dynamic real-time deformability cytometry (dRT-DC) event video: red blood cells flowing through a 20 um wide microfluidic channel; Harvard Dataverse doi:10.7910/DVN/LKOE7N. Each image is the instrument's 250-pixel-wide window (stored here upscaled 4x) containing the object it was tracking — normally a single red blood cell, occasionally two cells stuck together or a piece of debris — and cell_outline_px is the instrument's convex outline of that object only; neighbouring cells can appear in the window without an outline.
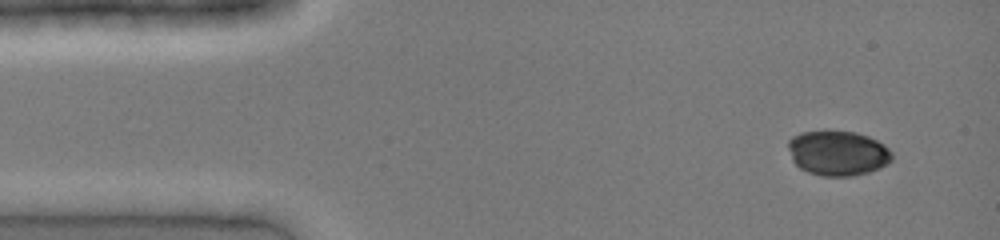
{"species": "common noctule bat (a hibernating species)", "species_latin": "Nyctalus noctula", "temperature_condition": "cold", "stored_images_in_passage": 40, "camera_frame_rate_fps": 3000, "um_per_image_px": 0.085, "animal": {"sex": "female", "body_mass_g": 19.0, "forearm_length_mm": 51.5}, "frame": {"image": 1, "passage_image": 2, "time_ms": 0.333, "image_size_px": [1000, 240], "cell_outline_px": [[892, 160], [880, 168], [868, 172], [852, 176], [820, 176], [808, 172], [800, 168], [792, 160], [788, 148], [788, 140], [792, 136], [800, 132], [856, 132], [868, 136], [884, 144], [892, 152]], "centroid_in_image_um": [71.21, 13.03], "position_along_channel_um": 13.8, "area_um2": 27.11}}
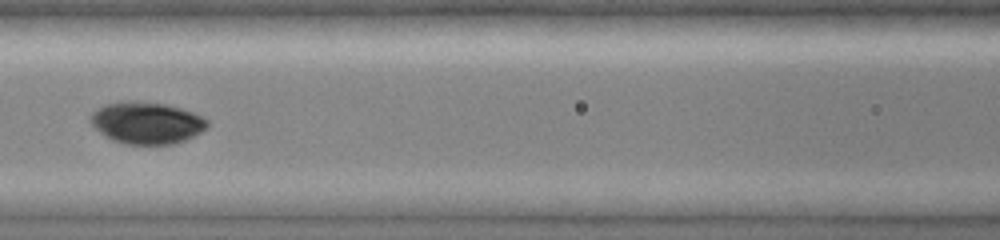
{"frame": {"image": 2, "passage_image": 17, "time_ms": 5.333, "image_size_px": [1000, 240], "cell_outline_px": [[208, 128], [184, 140], [172, 144], [124, 144], [112, 140], [104, 136], [88, 120], [92, 112], [108, 104], [124, 100], [164, 104], [180, 108], [192, 112], [208, 120]], "centroid_in_image_um": [12.45, 10.45], "position_along_channel_um": 154.2, "area_um2": 28.26}}
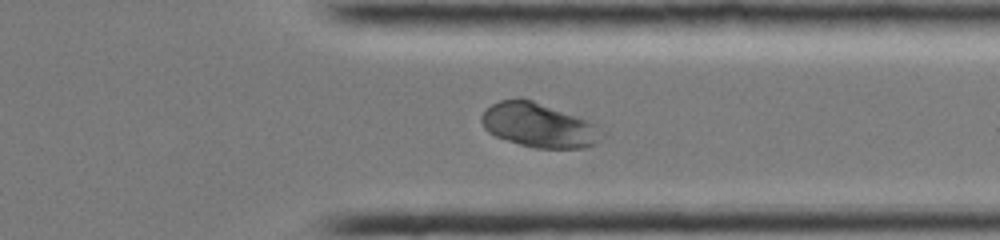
{"frame": {"image": 3, "passage_image": 31, "time_ms": 10.0, "image_size_px": [1000, 240], "cell_outline_px": [[608, 136], [596, 144], [584, 148], [536, 148], [520, 144], [496, 136], [488, 132], [484, 128], [480, 120], [480, 116], [492, 104], [500, 100], [520, 96], [532, 100], [596, 124], [608, 132]], "centroid_in_image_um": [45.85, 10.65], "position_along_channel_um": 365.5, "area_um2": 31.39}}